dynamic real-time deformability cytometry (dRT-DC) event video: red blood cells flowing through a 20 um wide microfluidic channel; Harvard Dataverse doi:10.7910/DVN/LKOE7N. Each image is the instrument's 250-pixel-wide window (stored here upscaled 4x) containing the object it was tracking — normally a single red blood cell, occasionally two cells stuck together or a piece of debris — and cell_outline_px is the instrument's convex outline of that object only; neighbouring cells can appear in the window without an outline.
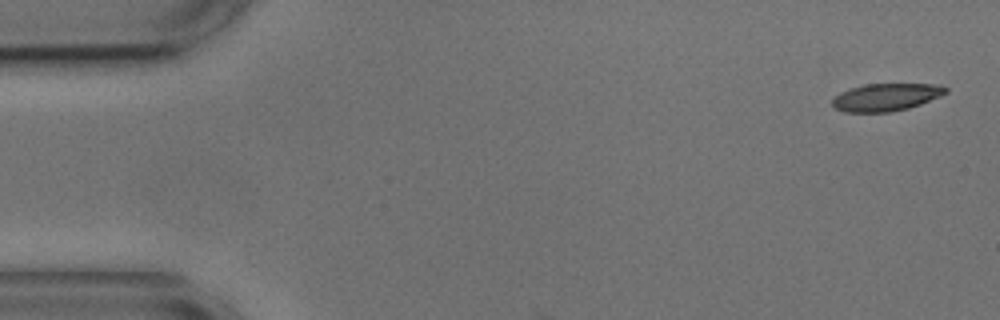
{"species": "common noctule bat (a hibernating species)", "species_latin": "Nyctalus noctula", "temperature_condition": "cold", "stored_images_in_passage": 6, "camera_frame_rate_fps": 3000, "um_per_image_px": 0.085, "animal": {"sex": "male", "body_mass_g": 17.9, "forearm_length_mm": 54.2}, "frame": {"image": 1, "passage_image": 1, "time_ms": 0.0, "image_size_px": [1000, 320], "cell_outline_px": [[948, 92], [940, 96], [920, 104], [908, 108], [892, 112], [844, 112], [836, 108], [832, 104], [832, 100], [840, 92], [864, 84], [940, 84], [948, 88]], "centroid_in_image_um": [75.34, 8.26], "position_along_channel_um": 9.7, "area_um2": 18.15}}
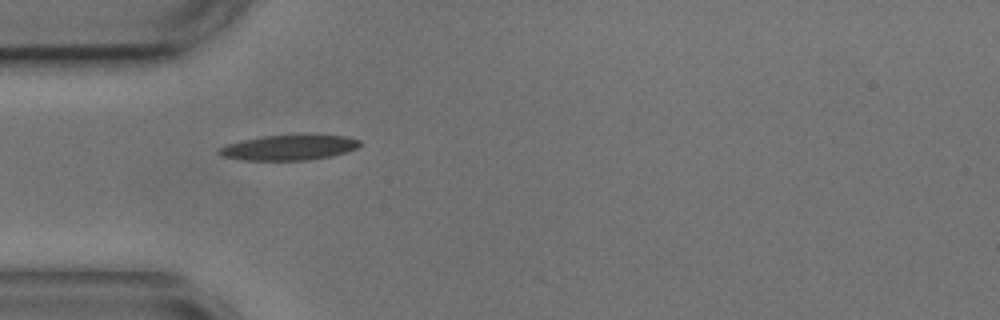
{"frame": {"image": 2, "passage_image": 5, "time_ms": 4.667, "image_size_px": [1000, 320], "cell_outline_px": [[360, 144], [356, 148], [348, 152], [332, 156], [308, 160], [244, 160], [224, 156], [216, 152], [220, 148], [228, 144], [244, 140], [264, 136], [344, 136], [360, 140]], "centroid_in_image_um": [24.58, 12.56], "position_along_channel_um": 60.4, "area_um2": 20.11}}